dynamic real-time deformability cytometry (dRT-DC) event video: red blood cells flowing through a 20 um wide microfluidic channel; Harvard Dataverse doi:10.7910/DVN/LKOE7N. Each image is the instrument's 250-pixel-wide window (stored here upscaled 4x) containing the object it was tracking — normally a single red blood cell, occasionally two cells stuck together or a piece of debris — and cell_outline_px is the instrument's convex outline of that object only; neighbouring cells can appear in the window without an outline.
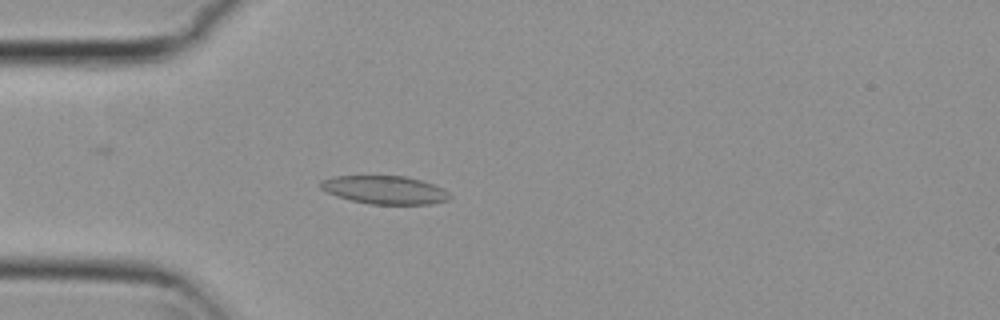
{"species": "common noctule bat (a hibernating species)", "species_latin": "Nyctalus noctula", "temperature_condition": "cold", "stored_images_in_passage": 52, "camera_frame_rate_fps": 3000, "um_per_image_px": 0.085, "animal": {"sex": "female", "body_mass_g": 29.2, "forearm_length_mm": 56.3}, "frame": {"image": 1, "passage_image": 16, "time_ms": 5.0, "image_size_px": [1000, 320], "cell_outline_px": [[452, 196], [448, 200], [432, 204], [372, 204], [352, 200], [336, 196], [320, 188], [320, 180], [332, 176], [404, 176], [420, 180], [444, 188]], "centroid_in_image_um": [32.71, 16.14], "position_along_channel_um": 52.3, "area_um2": 21.21}}
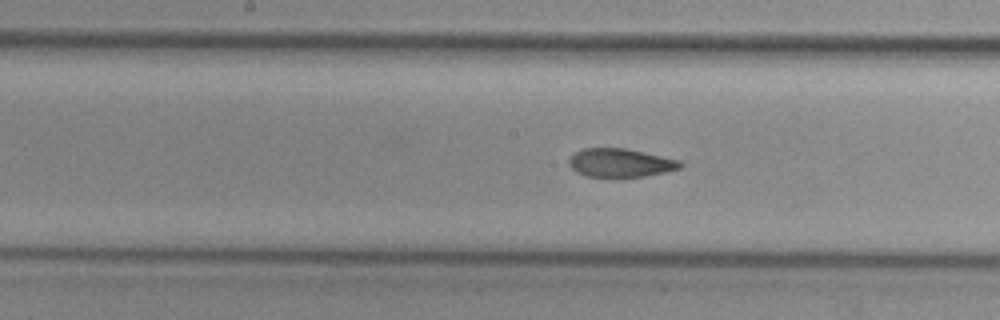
{"frame": {"image": 2, "passage_image": 28, "time_ms": 9.0, "image_size_px": [1000, 320], "cell_outline_px": [[684, 164], [680, 168], [664, 172], [644, 176], [612, 180], [584, 176], [576, 172], [568, 164], [568, 160], [576, 152], [584, 148], [624, 148], [680, 160]], "centroid_in_image_um": [52.69, 13.89], "position_along_channel_um": 195.5, "area_um2": 19.07}}
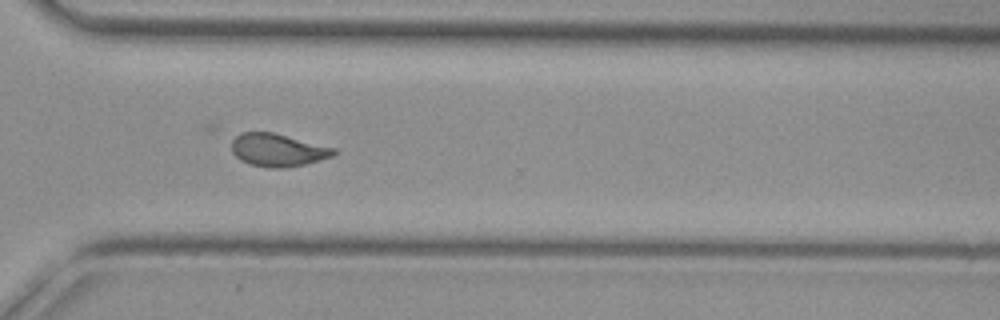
{"frame": {"image": 3, "passage_image": 40, "time_ms": 13.0, "image_size_px": [1000, 320], "cell_outline_px": [[336, 152], [332, 156], [304, 164], [284, 168], [268, 168], [248, 164], [240, 160], [232, 152], [232, 136], [240, 132], [272, 132], [336, 148]], "centroid_in_image_um": [23.56, 12.75], "position_along_channel_um": 347.0, "area_um2": 19.59}, "authors_computed_cell_mechanics": {"area_um2": 19.6809, "velocity_mm_per_s": 3.7952, "shape_relaxation_time_tau1_ms": null, "shape_relaxation_time_tau2_ms": 2.2959, "deformation_change_tau1": null, "deformation_change_tau2": 0.0684}}